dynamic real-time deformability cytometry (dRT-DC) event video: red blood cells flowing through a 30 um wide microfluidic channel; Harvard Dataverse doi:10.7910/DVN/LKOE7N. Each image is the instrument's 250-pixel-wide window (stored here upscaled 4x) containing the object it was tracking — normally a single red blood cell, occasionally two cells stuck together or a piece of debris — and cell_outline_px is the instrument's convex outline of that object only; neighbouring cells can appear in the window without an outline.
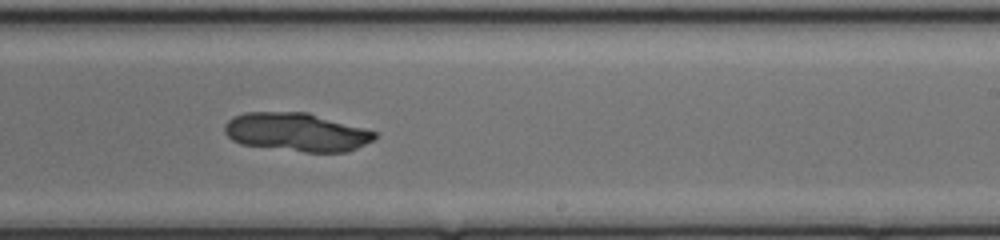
{"species": "common noctule bat (a hibernating species)", "species_latin": "Nyctalus noctula", "temperature_condition": "cold", "stored_images_in_passage": 35, "camera_frame_rate_fps": 3000, "um_per_image_px": 0.085, "animal": {"sex": "female", "body_mass_g": 17.0, "forearm_length_mm": 48.0}, "frame": {"image": 1, "passage_image": 16, "time_ms": 5.0, "image_size_px": [1000, 240], "cell_outline_px": [[376, 140], [348, 152], [304, 152], [240, 144], [232, 140], [224, 132], [224, 124], [232, 116], [244, 112], [308, 112], [364, 128], [376, 132]], "centroid_in_image_um": [25.21, 11.23], "position_along_channel_um": 263.8, "area_um2": 33.93}}
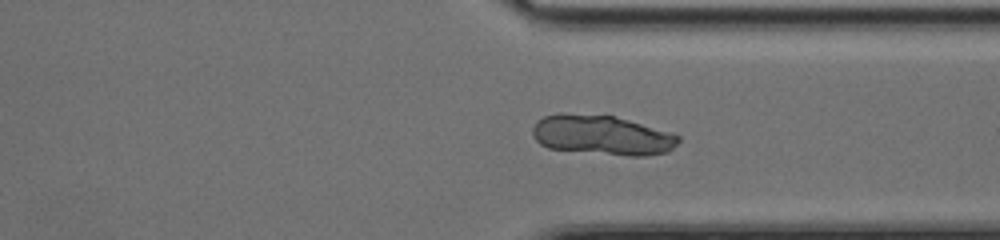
{"frame": {"image": 2, "passage_image": 23, "time_ms": 7.333, "image_size_px": [1000, 240], "cell_outline_px": [[680, 140], [668, 152], [648, 156], [628, 156], [548, 148], [540, 144], [532, 136], [532, 128], [536, 120], [544, 116], [564, 112], [612, 116], [628, 120], [672, 132], [680, 136]], "centroid_in_image_um": [51.16, 11.48], "position_along_channel_um": 360.2, "area_um2": 33.99}}
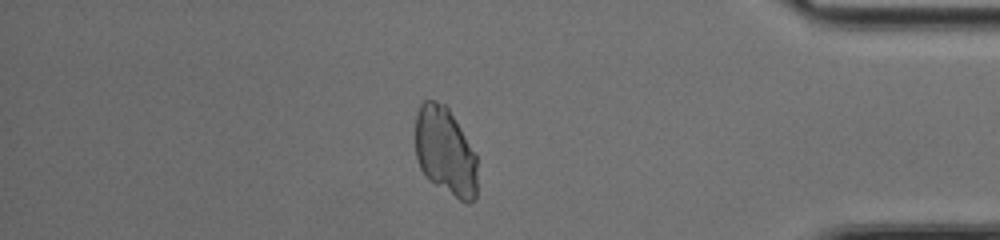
{"frame": {"image": 3, "passage_image": 28, "time_ms": 9.0, "image_size_px": [1000, 240], "cell_outline_px": [[476, 200], [468, 204], [460, 200], [428, 180], [424, 176], [420, 168], [416, 156], [416, 112], [420, 104], [424, 100], [436, 100], [444, 104], [448, 108], [476, 152]], "centroid_in_image_um": [37.85, 12.88], "position_along_channel_um": 397.4, "area_um2": 32.08}}